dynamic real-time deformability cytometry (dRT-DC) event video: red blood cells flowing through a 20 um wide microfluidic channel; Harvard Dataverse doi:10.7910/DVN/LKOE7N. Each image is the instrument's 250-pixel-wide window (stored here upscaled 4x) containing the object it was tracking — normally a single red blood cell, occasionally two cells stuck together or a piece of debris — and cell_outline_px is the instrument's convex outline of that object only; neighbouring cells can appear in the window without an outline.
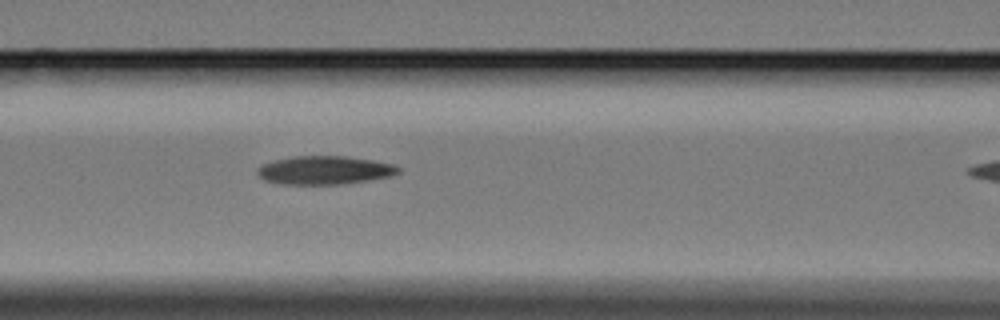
{"species": "Egyptian fruit bat (a non-hibernating species)", "species_latin": "Rousettus aegyptiacus", "temperature_condition": "cold", "stored_images_in_passage": 5, "camera_frame_rate_fps": 3000, "um_per_image_px": 0.085, "animal": {"sex": "female"}, "frame": {"image": 1, "passage_image": 4, "time_ms": 3.333, "image_size_px": [1000, 320], "cell_outline_px": [[400, 172], [388, 176], [368, 180], [340, 184], [280, 184], [264, 180], [256, 172], [256, 168], [260, 164], [276, 160], [296, 156], [344, 156], [372, 160], [396, 164], [400, 168]], "centroid_in_image_um": [27.56, 14.46], "position_along_channel_um": 139.0, "area_um2": 23.29}}